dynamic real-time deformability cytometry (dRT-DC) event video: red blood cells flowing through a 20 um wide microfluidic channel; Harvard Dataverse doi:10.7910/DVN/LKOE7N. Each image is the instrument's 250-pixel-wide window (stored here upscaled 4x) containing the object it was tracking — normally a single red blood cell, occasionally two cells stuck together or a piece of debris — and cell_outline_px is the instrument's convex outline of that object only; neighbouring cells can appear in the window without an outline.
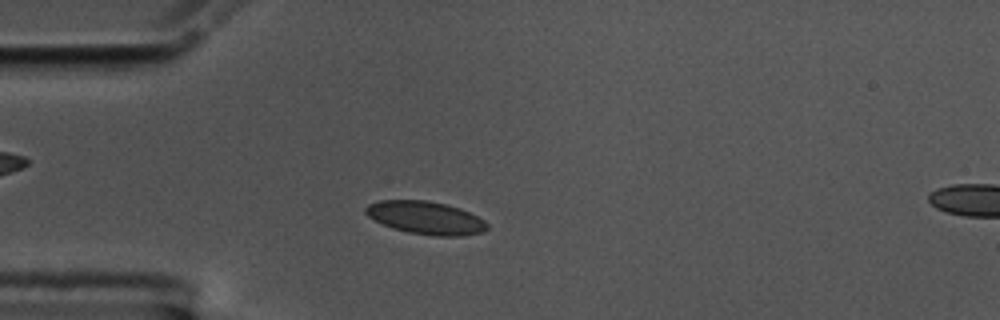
{"species": "common noctule bat (a hibernating species)", "species_latin": "Nyctalus noctula", "temperature_condition": "cold", "stored_images_in_passage": 48, "camera_frame_rate_fps": 3000, "um_per_image_px": 0.085, "animal": {"sex": "male", "body_mass_g": 17.5, "forearm_length_mm": 52.3}, "frame": {"image": 1, "passage_image": 6, "time_ms": 1.667, "image_size_px": [1000, 320], "cell_outline_px": [[488, 228], [484, 232], [460, 236], [432, 236], [408, 232], [392, 228], [368, 216], [364, 212], [364, 208], [368, 204], [380, 200], [428, 200], [460, 208], [484, 220], [488, 224]], "centroid_in_image_um": [36.18, 18.51], "position_along_channel_um": 48.8, "area_um2": 23.29}}
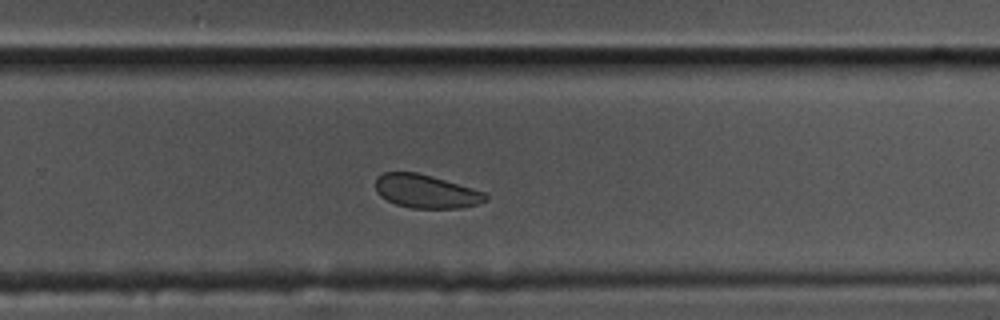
{"frame": {"image": 2, "passage_image": 28, "time_ms": 9.0, "image_size_px": [1000, 320], "cell_outline_px": [[488, 200], [476, 204], [456, 208], [412, 208], [396, 204], [380, 196], [376, 192], [376, 176], [384, 172], [416, 172], [432, 176], [472, 188], [484, 192], [488, 196]], "centroid_in_image_um": [36.18, 16.26], "position_along_channel_um": 293.6, "area_um2": 21.33}}
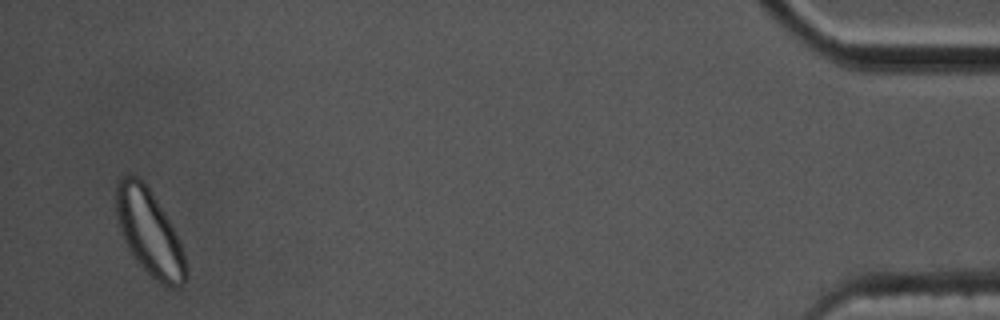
{"frame": {"image": 3, "passage_image": 46, "time_ms": 15.0, "image_size_px": [1000, 320], "cell_outline_px": [[188, 276], [184, 284], [180, 288], [168, 288], [160, 284], [140, 264], [128, 248], [124, 240], [120, 228], [116, 212], [116, 180], [124, 176], [136, 176], [144, 180], [164, 212], [184, 252], [188, 264]], "centroid_in_image_um": [12.72, 19.8], "position_along_channel_um": 422.5, "area_um2": 34.68}, "authors_computed_cell_mechanics": {"area_um2": 23.0333, "velocity_mm_per_s": 3.5115, "shape_relaxation_time_tau1_ms": 2.7681, "shape_relaxation_time_tau2_ms": 1.3774, "deformation_change_tau1": 0.0332, "deformation_change_tau2": 0.0587}}